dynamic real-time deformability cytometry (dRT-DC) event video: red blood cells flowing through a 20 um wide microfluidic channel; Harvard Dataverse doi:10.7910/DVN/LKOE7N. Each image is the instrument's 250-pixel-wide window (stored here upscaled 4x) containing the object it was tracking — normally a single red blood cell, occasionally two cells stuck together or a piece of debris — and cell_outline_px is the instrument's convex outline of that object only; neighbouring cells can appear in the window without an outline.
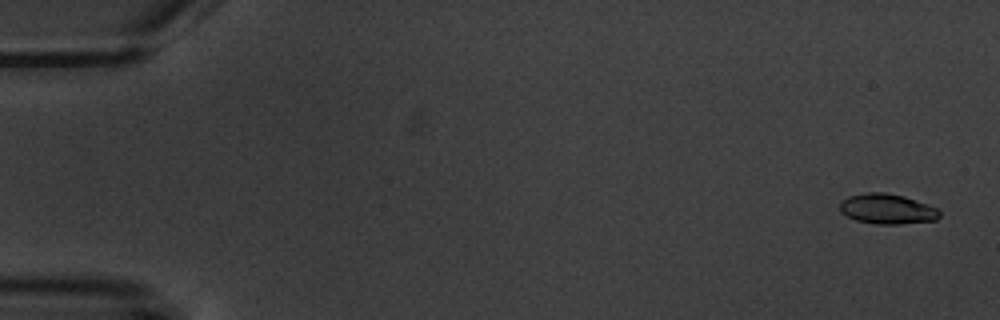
{"species": "common noctule bat (a hibernating species)", "species_latin": "Nyctalus noctula", "temperature_condition": "warm", "stored_images_in_passage": 5, "camera_frame_rate_fps": 3000, "um_per_image_px": 0.085, "animal": {"sex": "male", "body_mass_g": 20.1, "forearm_length_mm": 53.5}, "frame": {"image": 1, "passage_image": 1, "time_ms": 0.0, "image_size_px": [1000, 320], "cell_outline_px": [[940, 216], [936, 220], [900, 224], [876, 224], [856, 220], [840, 212], [840, 200], [848, 196], [868, 192], [884, 192], [904, 196], [940, 208]], "centroid_in_image_um": [75.43, 17.75], "position_along_channel_um": 9.6, "area_um2": 17.69}}
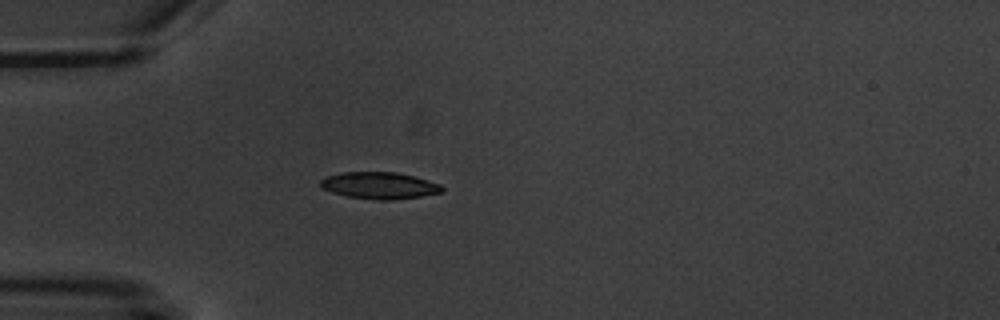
{"frame": {"image": 2, "passage_image": 5, "time_ms": 5.0, "image_size_px": [1000, 320], "cell_outline_px": [[444, 192], [420, 196], [392, 200], [376, 200], [348, 196], [332, 192], [320, 188], [320, 180], [324, 176], [340, 172], [396, 172], [412, 176], [440, 184], [444, 188]], "centroid_in_image_um": [32.21, 15.76], "position_along_channel_um": 52.8, "area_um2": 19.02}}